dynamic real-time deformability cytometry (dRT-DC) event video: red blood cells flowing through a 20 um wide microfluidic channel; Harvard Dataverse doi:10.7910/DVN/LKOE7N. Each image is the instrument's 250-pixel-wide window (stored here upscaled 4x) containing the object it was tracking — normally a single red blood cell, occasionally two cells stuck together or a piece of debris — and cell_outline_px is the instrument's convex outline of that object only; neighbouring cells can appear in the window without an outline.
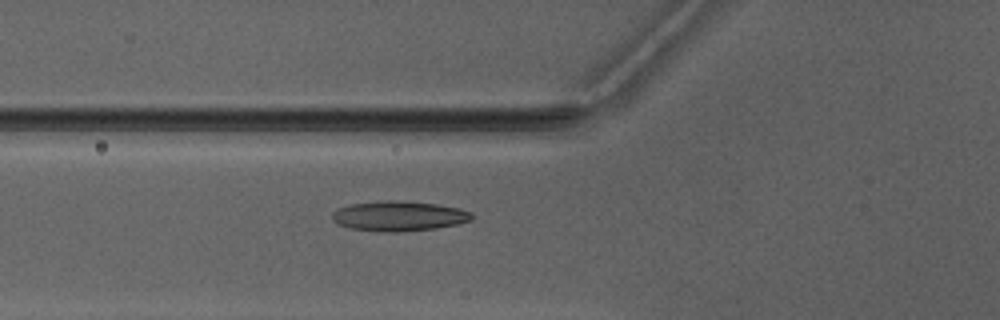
{"species": "Egyptian fruit bat (a non-hibernating species)", "species_latin": "Rousettus aegyptiacus", "temperature_condition": "warm", "stored_images_in_passage": 4, "camera_frame_rate_fps": 3000, "um_per_image_px": 0.085, "animal": {"sex": "male"}, "frame": {"image": 1, "passage_image": 4, "time_ms": 3.667, "image_size_px": [1000, 320], "cell_outline_px": [[472, 220], [460, 224], [436, 228], [392, 232], [376, 232], [352, 228], [340, 224], [332, 220], [332, 212], [336, 208], [352, 204], [380, 200], [400, 200], [436, 204], [460, 208], [472, 212]], "centroid_in_image_um": [33.91, 18.35], "position_along_channel_um": 91.9, "area_um2": 24.57}}